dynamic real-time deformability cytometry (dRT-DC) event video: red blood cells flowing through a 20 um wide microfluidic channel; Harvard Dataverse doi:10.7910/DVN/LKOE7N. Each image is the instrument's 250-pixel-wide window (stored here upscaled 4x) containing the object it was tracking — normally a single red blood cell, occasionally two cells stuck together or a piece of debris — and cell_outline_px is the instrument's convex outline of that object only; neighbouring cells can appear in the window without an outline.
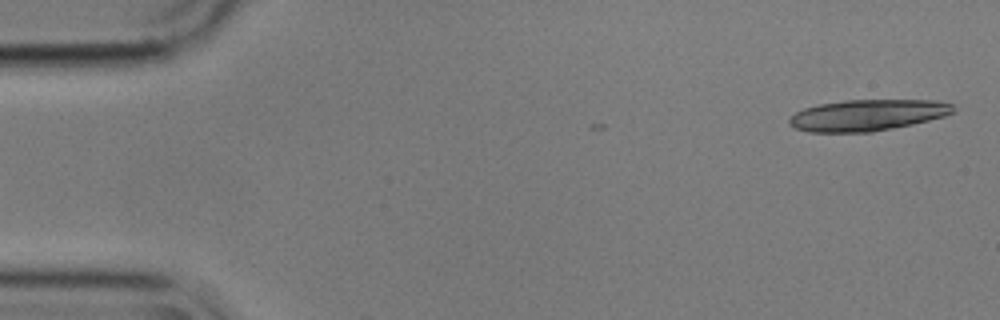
{"species": "common noctule bat (a hibernating species)", "species_latin": "Nyctalus noctula", "temperature_condition": "cold", "stored_images_in_passage": 7, "camera_frame_rate_fps": 3000, "um_per_image_px": 0.085, "animal": {"sex": "male", "body_mass_g": 17.9}, "frame": {"image": 1, "passage_image": 1, "time_ms": 0.0, "image_size_px": [1000, 320], "cell_outline_px": [[952, 112], [944, 116], [912, 124], [872, 132], [808, 132], [796, 128], [788, 124], [788, 120], [796, 112], [804, 108], [820, 104], [848, 100], [936, 100], [952, 104]], "centroid_in_image_um": [73.7, 9.79], "position_along_channel_um": 11.3, "area_um2": 29.59}}